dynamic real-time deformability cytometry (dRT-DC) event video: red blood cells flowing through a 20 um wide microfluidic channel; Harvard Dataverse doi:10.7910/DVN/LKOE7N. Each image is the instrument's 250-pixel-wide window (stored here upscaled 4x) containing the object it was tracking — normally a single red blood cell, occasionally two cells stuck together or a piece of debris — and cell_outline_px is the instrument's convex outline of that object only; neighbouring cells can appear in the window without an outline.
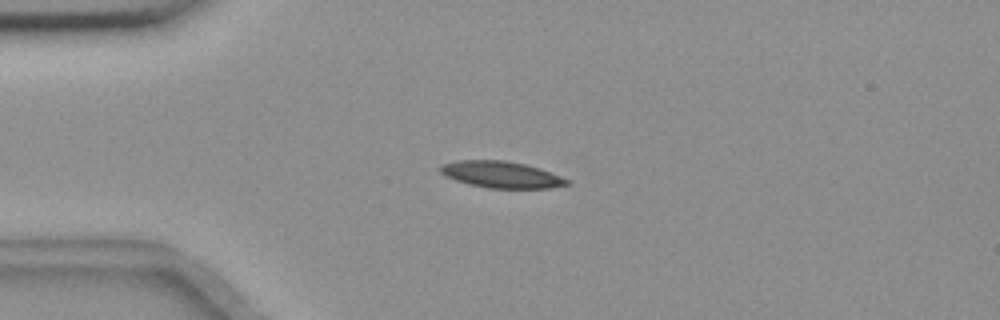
{"species": "common noctule bat (a hibernating species)", "species_latin": "Nyctalus noctula", "temperature_condition": "room temperature", "stored_images_in_passage": 4, "camera_frame_rate_fps": 3000, "um_per_image_px": 0.085, "animal": {"sex": "female", "body_mass_g": 18.4}, "frame": {"image": 1, "passage_image": 3, "time_ms": 2.333, "image_size_px": [1000, 320], "cell_outline_px": [[572, 184], [552, 188], [488, 188], [468, 184], [456, 180], [440, 172], [440, 164], [460, 160], [504, 160], [524, 164], [540, 168], [560, 176], [568, 180]], "centroid_in_image_um": [42.63, 14.84], "position_along_channel_um": 42.4, "area_um2": 19.54}}